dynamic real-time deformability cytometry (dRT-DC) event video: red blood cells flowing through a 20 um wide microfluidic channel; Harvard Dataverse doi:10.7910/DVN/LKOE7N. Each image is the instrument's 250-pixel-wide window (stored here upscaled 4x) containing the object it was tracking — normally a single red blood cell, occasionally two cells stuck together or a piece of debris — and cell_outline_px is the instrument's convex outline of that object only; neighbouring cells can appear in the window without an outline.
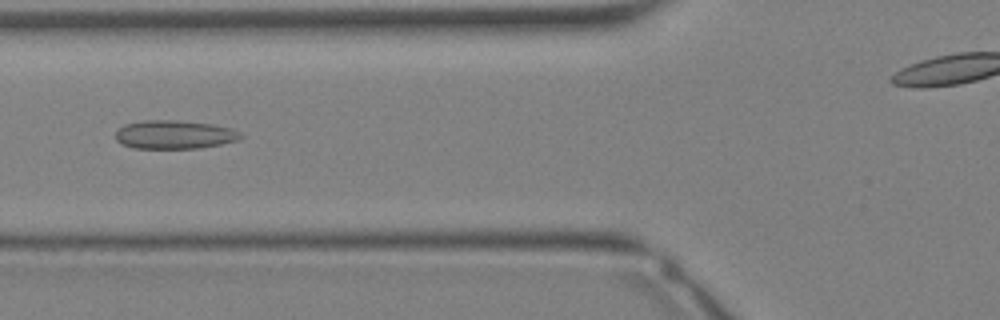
{"species": "Egyptian fruit bat (a non-hibernating species)", "species_latin": "Rousettus aegyptiacus", "temperature_condition": "warm", "stored_images_in_passage": 35, "camera_frame_rate_fps": 3000, "um_per_image_px": 0.085, "animal": {"sex": "female"}, "frame": {"image": 1, "passage_image": 13, "time_ms": 4.0, "image_size_px": [1000, 320], "cell_outline_px": [[244, 136], [240, 140], [200, 148], [132, 148], [120, 144], [116, 140], [116, 132], [124, 124], [144, 120], [172, 120], [212, 124], [232, 128], [240, 132]], "centroid_in_image_um": [14.83, 11.44], "position_along_channel_um": 111.0, "area_um2": 20.92}}
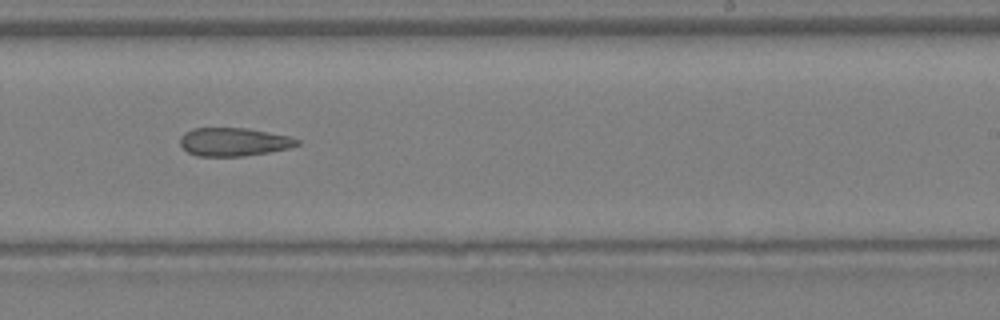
{"frame": {"image": 2, "passage_image": 21, "time_ms": 6.667, "image_size_px": [1000, 320], "cell_outline_px": [[300, 144], [288, 148], [268, 152], [244, 156], [200, 156], [188, 152], [180, 144], [180, 136], [184, 132], [192, 128], [248, 128], [292, 136], [300, 140]], "centroid_in_image_um": [19.89, 12.05], "position_along_channel_um": 269.1, "area_um2": 19.42}}
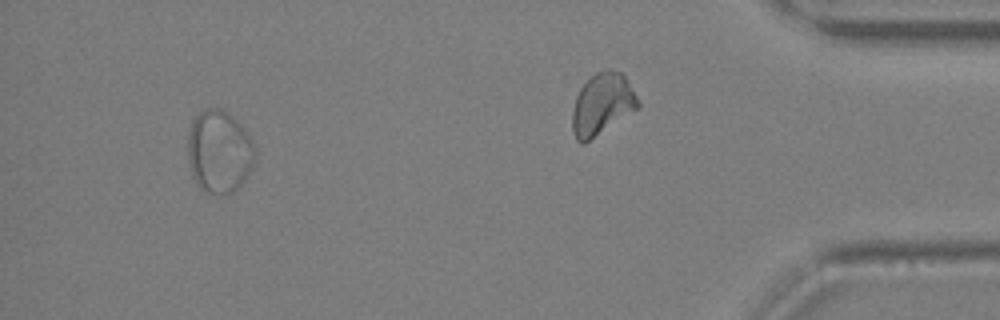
{"frame": {"image": 3, "passage_image": 32, "time_ms": 10.333, "image_size_px": [1000, 320], "cell_outline_px": [[256, 160], [252, 168], [244, 180], [232, 192], [224, 196], [220, 196], [208, 192], [200, 188], [196, 184], [192, 176], [188, 160], [188, 132], [192, 120], [204, 108], [220, 108], [228, 112], [244, 128], [252, 140], [256, 148]], "centroid_in_image_um": [18.64, 12.89], "position_along_channel_um": 416.6, "area_um2": 32.89}}